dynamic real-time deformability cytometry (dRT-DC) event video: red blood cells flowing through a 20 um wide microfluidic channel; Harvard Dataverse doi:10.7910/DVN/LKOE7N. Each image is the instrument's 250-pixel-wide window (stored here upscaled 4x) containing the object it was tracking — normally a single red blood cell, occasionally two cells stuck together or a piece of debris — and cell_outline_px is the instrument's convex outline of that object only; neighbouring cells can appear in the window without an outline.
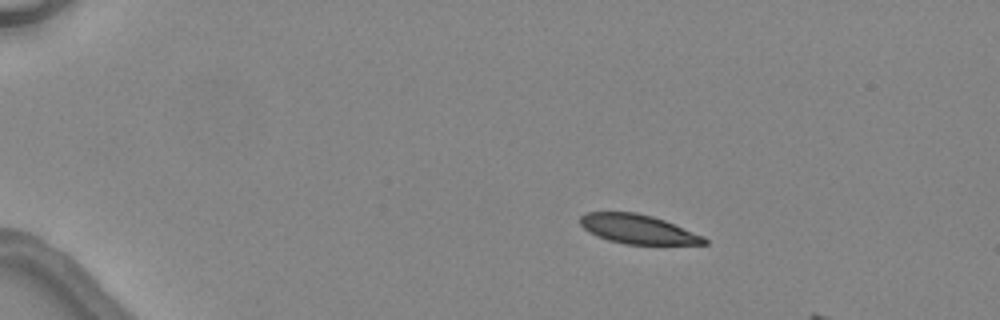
{"species": "common noctule bat (a hibernating species)", "species_latin": "Nyctalus noctula", "temperature_condition": "warm", "stored_images_in_passage": 2, "camera_frame_rate_fps": 3000, "um_per_image_px": 0.085, "animal": {"sex": "female", "body_mass_g": 24.6, "forearm_length_mm": 56.2}, "frame": {"image": 1, "passage_image": 1, "time_ms": 0.0, "image_size_px": [1000, 320], "cell_outline_px": [[708, 244], [624, 244], [608, 240], [584, 228], [580, 224], [580, 216], [588, 212], [636, 212], [652, 216], [664, 220], [704, 236], [708, 240]], "centroid_in_image_um": [54.25, 19.47], "position_along_channel_um": 30.8, "area_um2": 20.87}}